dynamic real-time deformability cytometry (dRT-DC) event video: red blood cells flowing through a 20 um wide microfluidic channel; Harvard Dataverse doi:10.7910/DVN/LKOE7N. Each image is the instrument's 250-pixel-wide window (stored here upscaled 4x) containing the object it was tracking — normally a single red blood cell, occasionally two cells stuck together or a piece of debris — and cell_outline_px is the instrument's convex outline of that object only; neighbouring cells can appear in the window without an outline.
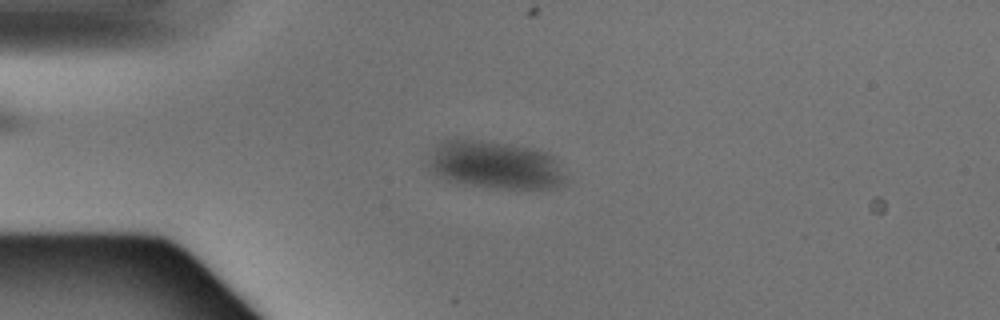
{"species": "Egyptian fruit bat (a non-hibernating species)", "species_latin": "Rousettus aegyptiacus", "temperature_condition": "warm", "stored_images_in_passage": 3, "camera_frame_rate_fps": 3000, "um_per_image_px": 0.085, "animal": {"sex": "male"}, "frame": {"image": 1, "passage_image": 2, "time_ms": 0.333, "image_size_px": [1000, 320], "cell_outline_px": [[564, 180], [556, 188], [504, 188], [464, 184], [444, 180], [432, 172], [428, 168], [428, 160], [436, 144], [444, 140], [480, 140], [512, 144], [532, 148], [548, 152], [556, 156], [564, 176]], "centroid_in_image_um": [42.07, 14.01], "position_along_channel_um": 42.9, "area_um2": 38.32}}
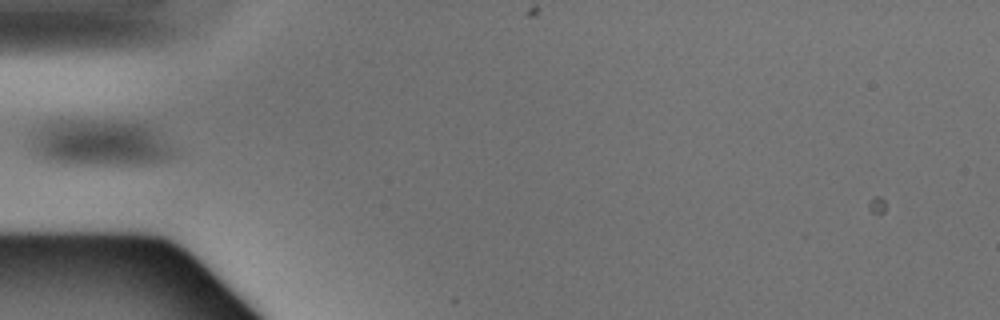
{"frame": {"image": 2, "passage_image": 3, "time_ms": 0.667, "image_size_px": [1000, 320], "cell_outline_px": [[180, 156], [156, 164], [64, 164], [44, 160], [32, 148], [32, 144], [36, 136], [44, 124], [56, 120], [112, 120], [144, 124], [160, 132]], "centroid_in_image_um": [8.65, 12.16], "position_along_channel_um": 76.3, "area_um2": 39.02}}